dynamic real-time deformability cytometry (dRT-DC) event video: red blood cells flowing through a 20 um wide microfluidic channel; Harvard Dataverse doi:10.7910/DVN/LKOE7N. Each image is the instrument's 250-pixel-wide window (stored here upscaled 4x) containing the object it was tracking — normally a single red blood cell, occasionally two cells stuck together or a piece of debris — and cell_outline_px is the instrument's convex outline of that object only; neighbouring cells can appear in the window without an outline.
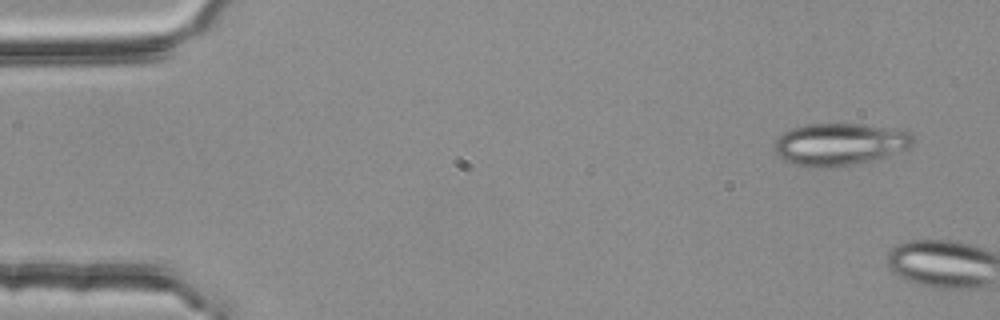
{"species": "common noctule bat (a hibernating species)", "species_latin": "Nyctalus noctula", "temperature_condition": "room temperature", "stored_images_in_passage": 2, "camera_frame_rate_fps": 3000, "um_per_image_px": 0.085, "animal": {"sex": "female", "body_mass_g": 25.1}, "frame": {"image": 1, "passage_image": 1, "time_ms": 0.0, "image_size_px": [1000, 320], "cell_outline_px": [[912, 144], [908, 148], [880, 160], [824, 168], [816, 168], [796, 164], [784, 160], [776, 152], [776, 140], [784, 132], [792, 128], [804, 124], [860, 124], [904, 128], [912, 132]], "centroid_in_image_um": [71.47, 12.25], "position_along_channel_um": 13.5, "area_um2": 34.45}}